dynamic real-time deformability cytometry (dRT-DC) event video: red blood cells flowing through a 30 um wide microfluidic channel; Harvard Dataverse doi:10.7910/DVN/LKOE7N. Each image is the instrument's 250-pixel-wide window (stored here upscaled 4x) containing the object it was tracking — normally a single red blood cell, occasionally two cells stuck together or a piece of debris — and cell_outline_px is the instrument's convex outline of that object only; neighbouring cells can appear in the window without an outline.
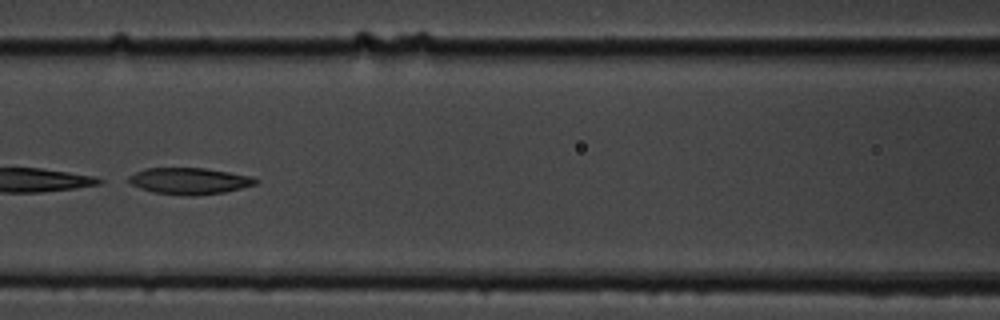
{"species": "common noctule bat (a hibernating species)", "species_latin": "Nyctalus noctula", "temperature_condition": "cold", "stored_images_in_passage": 56, "camera_frame_rate_fps": 3000, "um_per_image_px": 0.085, "animal": {"sex": "male", "body_mass_g": 19.5, "forearm_length_mm": 54.6}, "frame": {"image": 1, "passage_image": 25, "time_ms": 8.0, "image_size_px": [1000, 320], "cell_outline_px": [[260, 180], [256, 184], [224, 192], [196, 196], [188, 196], [152, 192], [128, 184], [120, 180], [144, 168], [204, 168], [252, 176]], "centroid_in_image_um": [16.01, 15.38], "position_along_channel_um": 150.6, "area_um2": 19.94}}
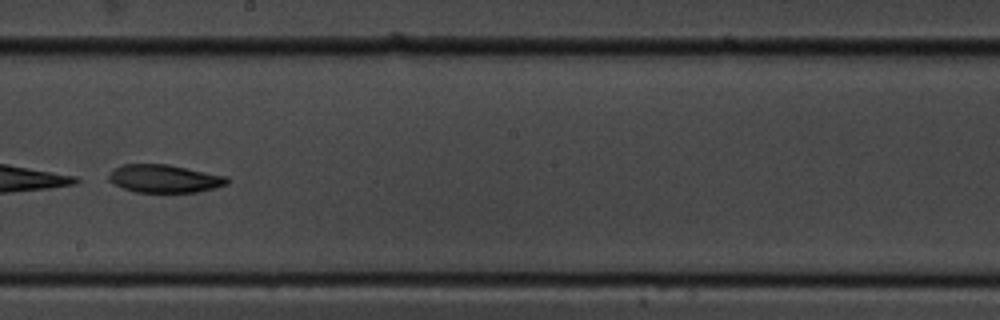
{"frame": {"image": 2, "passage_image": 32, "time_ms": 10.333, "image_size_px": [1000, 320], "cell_outline_px": [[228, 184], [216, 188], [196, 192], [136, 192], [124, 188], [108, 180], [108, 176], [120, 164], [168, 164], [228, 176]], "centroid_in_image_um": [14.02, 15.18], "position_along_channel_um": 234.2, "area_um2": 19.25}}